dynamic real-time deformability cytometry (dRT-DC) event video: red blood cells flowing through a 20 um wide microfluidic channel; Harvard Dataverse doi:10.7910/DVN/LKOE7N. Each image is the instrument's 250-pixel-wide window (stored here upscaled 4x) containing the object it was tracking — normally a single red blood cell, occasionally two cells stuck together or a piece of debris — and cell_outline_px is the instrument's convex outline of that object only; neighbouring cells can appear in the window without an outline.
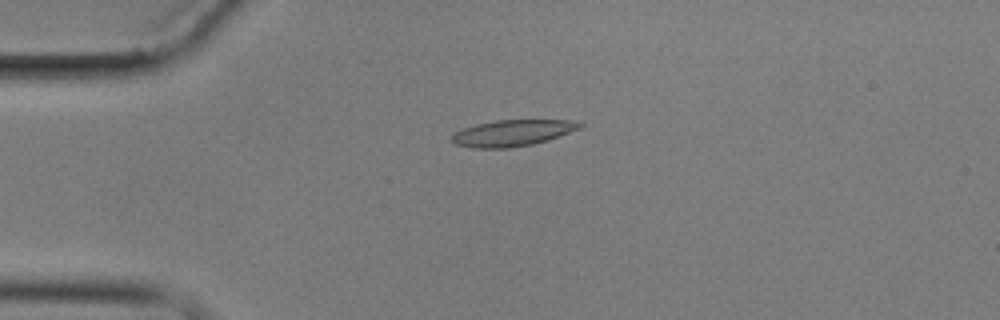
{"species": "common noctule bat (a hibernating species)", "species_latin": "Nyctalus noctula", "temperature_condition": "cold", "stored_images_in_passage": 4, "camera_frame_rate_fps": 3000, "um_per_image_px": 0.085, "animal": {"sex": "male", "body_mass_g": 17.9}, "frame": {"image": 1, "passage_image": 2, "time_ms": 1.0, "image_size_px": [1000, 320], "cell_outline_px": [[584, 124], [580, 128], [548, 140], [532, 144], [508, 148], [472, 148], [456, 144], [452, 140], [452, 132], [476, 124], [496, 120], [568, 120]], "centroid_in_image_um": [43.52, 11.3], "position_along_channel_um": 41.5, "area_um2": 19.48}}
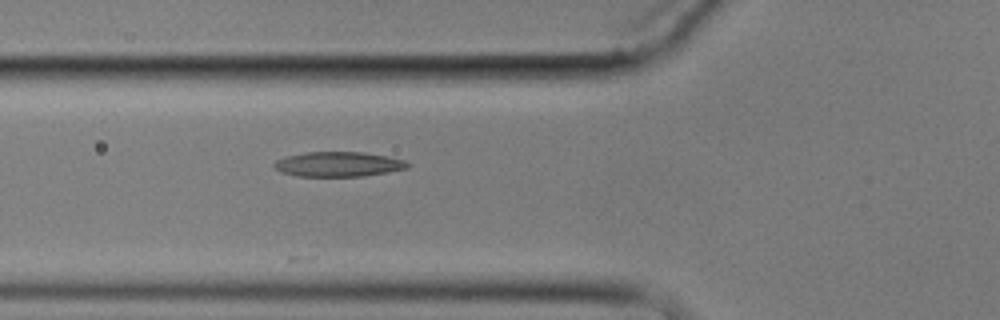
{"frame": {"image": 2, "passage_image": 4, "time_ms": 3.333, "image_size_px": [1000, 320], "cell_outline_px": [[412, 164], [408, 168], [388, 172], [364, 176], [296, 176], [280, 172], [272, 164], [276, 160], [284, 156], [308, 152], [364, 152], [388, 156], [404, 160]], "centroid_in_image_um": [28.77, 13.95], "position_along_channel_um": 97.0, "area_um2": 19.48}}